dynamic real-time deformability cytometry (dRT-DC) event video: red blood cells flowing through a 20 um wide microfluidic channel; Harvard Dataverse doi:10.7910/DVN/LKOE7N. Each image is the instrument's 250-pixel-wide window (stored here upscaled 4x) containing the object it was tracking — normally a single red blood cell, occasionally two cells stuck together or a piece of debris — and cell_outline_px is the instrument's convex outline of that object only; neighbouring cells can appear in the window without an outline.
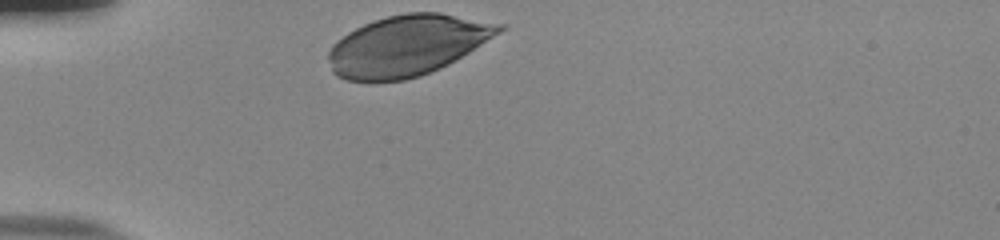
{"species": "human", "species_latin": "Homo sapiens", "temperature_condition": "room temperature", "stored_images_in_passage": 30, "camera_frame_rate_fps": 3000, "um_per_image_px": 0.085, "donor": {"sex": "male"}, "frame": {"image": 1, "passage_image": 1, "time_ms": 0.0, "image_size_px": [1000, 240], "cell_outline_px": [[504, 28], [500, 32], [468, 52], [448, 64], [440, 68], [420, 76], [404, 80], [348, 80], [336, 76], [332, 72], [328, 60], [328, 52], [332, 44], [336, 40], [348, 32], [364, 24], [388, 16], [408, 12], [440, 12], [504, 24]], "centroid_in_image_um": [34.59, 3.86], "position_along_channel_um": 50.4, "area_um2": 59.82}}
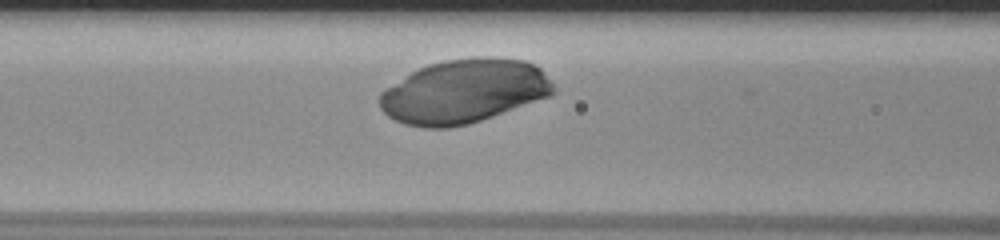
{"frame": {"image": 2, "passage_image": 9, "time_ms": 2.667, "image_size_px": [1000, 240], "cell_outline_px": [[556, 92], [552, 96], [468, 124], [448, 128], [424, 128], [404, 124], [388, 116], [380, 108], [380, 92], [384, 88], [412, 72], [428, 64], [444, 60], [472, 56], [492, 56], [524, 60], [540, 68], [556, 88]], "centroid_in_image_um": [39.44, 7.75], "position_along_channel_um": 127.2, "area_um2": 64.97}}
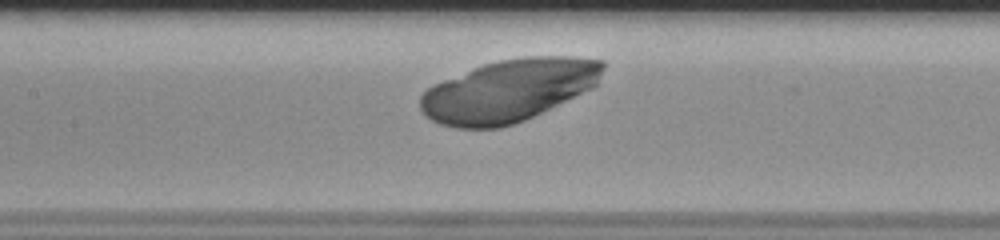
{"frame": {"image": 3, "passage_image": 12, "time_ms": 3.667, "image_size_px": [1000, 240], "cell_outline_px": [[604, 68], [596, 84], [592, 88], [524, 120], [500, 128], [456, 128], [440, 124], [432, 120], [420, 108], [420, 96], [432, 84], [484, 64], [500, 60], [524, 56], [568, 56], [604, 60]], "centroid_in_image_um": [43.23, 7.69], "position_along_channel_um": 164.2, "area_um2": 65.95}}